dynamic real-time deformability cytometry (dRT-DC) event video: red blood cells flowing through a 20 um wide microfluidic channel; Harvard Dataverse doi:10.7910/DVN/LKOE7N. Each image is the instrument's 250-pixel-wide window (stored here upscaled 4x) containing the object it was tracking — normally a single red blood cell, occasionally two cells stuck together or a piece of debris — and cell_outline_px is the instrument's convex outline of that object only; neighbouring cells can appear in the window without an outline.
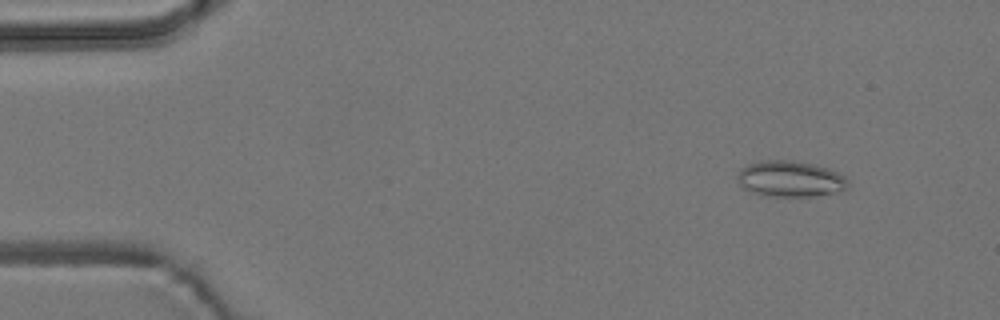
{"species": "common noctule bat (a hibernating species)", "species_latin": "Nyctalus noctula", "temperature_condition": "room temperature", "stored_images_in_passage": 5, "camera_frame_rate_fps": 3000, "um_per_image_px": 0.085, "animal": {"sex": "male", "body_mass_g": 19.2, "forearm_length_mm": 51.8}, "frame": {"image": 1, "passage_image": 2, "time_ms": 1.333, "image_size_px": [1000, 320], "cell_outline_px": [[848, 188], [832, 192], [812, 196], [772, 196], [756, 192], [744, 188], [736, 180], [736, 176], [740, 168], [748, 164], [764, 160], [788, 160], [812, 164], [828, 168], [844, 176], [848, 180]], "centroid_in_image_um": [67.14, 15.19], "position_along_channel_um": 17.9, "area_um2": 22.83}}